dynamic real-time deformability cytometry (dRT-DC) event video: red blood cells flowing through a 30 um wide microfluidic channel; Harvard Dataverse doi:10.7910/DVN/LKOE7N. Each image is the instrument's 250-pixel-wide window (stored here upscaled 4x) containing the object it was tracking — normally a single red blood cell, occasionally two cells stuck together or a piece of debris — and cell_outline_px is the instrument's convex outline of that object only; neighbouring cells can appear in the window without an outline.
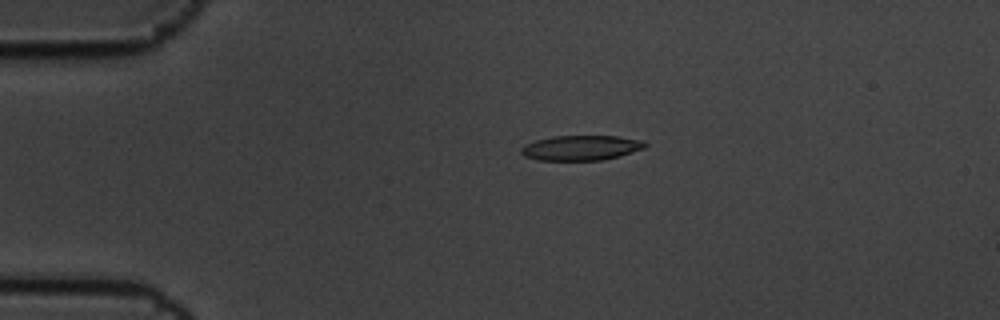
{"species": "common noctule bat (a hibernating species)", "species_latin": "Nyctalus noctula", "temperature_condition": "cold", "stored_images_in_passage": 6, "camera_frame_rate_fps": 3000, "um_per_image_px": 0.085, "animal": {"sex": "male", "body_mass_g": 19.5, "forearm_length_mm": 54.6}, "frame": {"image": 1, "passage_image": 4, "time_ms": 1.0, "image_size_px": [1000, 320], "cell_outline_px": [[648, 144], [644, 148], [620, 156], [604, 160], [536, 160], [524, 156], [520, 152], [520, 148], [524, 144], [536, 140], [552, 136], [616, 136], [644, 140]], "centroid_in_image_um": [49.38, 12.56], "position_along_channel_um": 35.6, "area_um2": 18.21}}